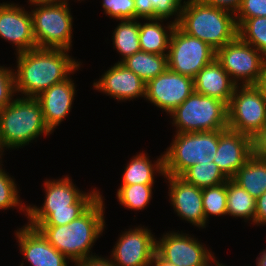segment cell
Instances as JSON below:
<instances>
[{
	"label": "cell",
	"mask_w": 266,
	"mask_h": 266,
	"mask_svg": "<svg viewBox=\"0 0 266 266\" xmlns=\"http://www.w3.org/2000/svg\"><path fill=\"white\" fill-rule=\"evenodd\" d=\"M69 50L34 48L17 55L15 77L16 93L21 97L36 98L54 84L74 74L81 62L69 56Z\"/></svg>",
	"instance_id": "6da1fadb"
},
{
	"label": "cell",
	"mask_w": 266,
	"mask_h": 266,
	"mask_svg": "<svg viewBox=\"0 0 266 266\" xmlns=\"http://www.w3.org/2000/svg\"><path fill=\"white\" fill-rule=\"evenodd\" d=\"M43 206L27 204V224L31 227L67 225L82 215L100 196L95 188L80 191L67 175L59 180L44 181Z\"/></svg>",
	"instance_id": "7a4b0ae2"
},
{
	"label": "cell",
	"mask_w": 266,
	"mask_h": 266,
	"mask_svg": "<svg viewBox=\"0 0 266 266\" xmlns=\"http://www.w3.org/2000/svg\"><path fill=\"white\" fill-rule=\"evenodd\" d=\"M101 196L78 218L67 225L38 226L47 241L70 262L97 256L90 251L105 228V204ZM91 252V254H90Z\"/></svg>",
	"instance_id": "3957f363"
},
{
	"label": "cell",
	"mask_w": 266,
	"mask_h": 266,
	"mask_svg": "<svg viewBox=\"0 0 266 266\" xmlns=\"http://www.w3.org/2000/svg\"><path fill=\"white\" fill-rule=\"evenodd\" d=\"M176 25L186 34L206 42L215 51L238 36L234 13L200 0L183 1Z\"/></svg>",
	"instance_id": "277c9868"
},
{
	"label": "cell",
	"mask_w": 266,
	"mask_h": 266,
	"mask_svg": "<svg viewBox=\"0 0 266 266\" xmlns=\"http://www.w3.org/2000/svg\"><path fill=\"white\" fill-rule=\"evenodd\" d=\"M52 132L36 98L17 97L0 111V149H18ZM6 148V149H5Z\"/></svg>",
	"instance_id": "5b68a950"
},
{
	"label": "cell",
	"mask_w": 266,
	"mask_h": 266,
	"mask_svg": "<svg viewBox=\"0 0 266 266\" xmlns=\"http://www.w3.org/2000/svg\"><path fill=\"white\" fill-rule=\"evenodd\" d=\"M33 34L37 48L71 50L73 17L68 2L34 1Z\"/></svg>",
	"instance_id": "8992f818"
},
{
	"label": "cell",
	"mask_w": 266,
	"mask_h": 266,
	"mask_svg": "<svg viewBox=\"0 0 266 266\" xmlns=\"http://www.w3.org/2000/svg\"><path fill=\"white\" fill-rule=\"evenodd\" d=\"M218 141L219 130L176 133L163 154L165 175L181 176L195 164L213 162Z\"/></svg>",
	"instance_id": "52a82bcc"
},
{
	"label": "cell",
	"mask_w": 266,
	"mask_h": 266,
	"mask_svg": "<svg viewBox=\"0 0 266 266\" xmlns=\"http://www.w3.org/2000/svg\"><path fill=\"white\" fill-rule=\"evenodd\" d=\"M169 116L176 133L228 129L227 105L216 98L193 92Z\"/></svg>",
	"instance_id": "ba28073f"
},
{
	"label": "cell",
	"mask_w": 266,
	"mask_h": 266,
	"mask_svg": "<svg viewBox=\"0 0 266 266\" xmlns=\"http://www.w3.org/2000/svg\"><path fill=\"white\" fill-rule=\"evenodd\" d=\"M228 129L253 138L266 123V99L258 85H237L227 106Z\"/></svg>",
	"instance_id": "9c48e42d"
},
{
	"label": "cell",
	"mask_w": 266,
	"mask_h": 266,
	"mask_svg": "<svg viewBox=\"0 0 266 266\" xmlns=\"http://www.w3.org/2000/svg\"><path fill=\"white\" fill-rule=\"evenodd\" d=\"M215 58L236 85H258L266 63L260 51L238 36L218 49Z\"/></svg>",
	"instance_id": "30bf717a"
},
{
	"label": "cell",
	"mask_w": 266,
	"mask_h": 266,
	"mask_svg": "<svg viewBox=\"0 0 266 266\" xmlns=\"http://www.w3.org/2000/svg\"><path fill=\"white\" fill-rule=\"evenodd\" d=\"M215 57L216 51L206 42L186 34L175 26L167 55L169 70L194 78Z\"/></svg>",
	"instance_id": "8fae6325"
},
{
	"label": "cell",
	"mask_w": 266,
	"mask_h": 266,
	"mask_svg": "<svg viewBox=\"0 0 266 266\" xmlns=\"http://www.w3.org/2000/svg\"><path fill=\"white\" fill-rule=\"evenodd\" d=\"M161 237L156 240L155 252L175 266H206L215 258L198 238L196 240L182 231H169Z\"/></svg>",
	"instance_id": "7c38bea8"
},
{
	"label": "cell",
	"mask_w": 266,
	"mask_h": 266,
	"mask_svg": "<svg viewBox=\"0 0 266 266\" xmlns=\"http://www.w3.org/2000/svg\"><path fill=\"white\" fill-rule=\"evenodd\" d=\"M194 92L192 77L175 73L168 68L146 83L145 99L168 114Z\"/></svg>",
	"instance_id": "4fadbf2b"
},
{
	"label": "cell",
	"mask_w": 266,
	"mask_h": 266,
	"mask_svg": "<svg viewBox=\"0 0 266 266\" xmlns=\"http://www.w3.org/2000/svg\"><path fill=\"white\" fill-rule=\"evenodd\" d=\"M148 227L122 232L109 259L114 266H149L156 250V238Z\"/></svg>",
	"instance_id": "5bb4252c"
},
{
	"label": "cell",
	"mask_w": 266,
	"mask_h": 266,
	"mask_svg": "<svg viewBox=\"0 0 266 266\" xmlns=\"http://www.w3.org/2000/svg\"><path fill=\"white\" fill-rule=\"evenodd\" d=\"M0 37L14 44L16 54L36 48L31 13L15 3H0Z\"/></svg>",
	"instance_id": "9a60e30c"
},
{
	"label": "cell",
	"mask_w": 266,
	"mask_h": 266,
	"mask_svg": "<svg viewBox=\"0 0 266 266\" xmlns=\"http://www.w3.org/2000/svg\"><path fill=\"white\" fill-rule=\"evenodd\" d=\"M164 178L168 180L169 201L177 216L196 227L205 228L207 221L203 209L202 189L187 183L180 176L165 175Z\"/></svg>",
	"instance_id": "2e32d148"
},
{
	"label": "cell",
	"mask_w": 266,
	"mask_h": 266,
	"mask_svg": "<svg viewBox=\"0 0 266 266\" xmlns=\"http://www.w3.org/2000/svg\"><path fill=\"white\" fill-rule=\"evenodd\" d=\"M20 253L29 266H69V259L54 248L41 232L26 224L15 232ZM24 266V263L20 264Z\"/></svg>",
	"instance_id": "e0dca14e"
},
{
	"label": "cell",
	"mask_w": 266,
	"mask_h": 266,
	"mask_svg": "<svg viewBox=\"0 0 266 266\" xmlns=\"http://www.w3.org/2000/svg\"><path fill=\"white\" fill-rule=\"evenodd\" d=\"M101 76L93 87L115 100L130 101L146 96V83L121 62L115 63Z\"/></svg>",
	"instance_id": "ac0fdd59"
},
{
	"label": "cell",
	"mask_w": 266,
	"mask_h": 266,
	"mask_svg": "<svg viewBox=\"0 0 266 266\" xmlns=\"http://www.w3.org/2000/svg\"><path fill=\"white\" fill-rule=\"evenodd\" d=\"M252 155L251 137L230 129L219 130L218 149L213 162L228 179H231Z\"/></svg>",
	"instance_id": "d6986e66"
},
{
	"label": "cell",
	"mask_w": 266,
	"mask_h": 266,
	"mask_svg": "<svg viewBox=\"0 0 266 266\" xmlns=\"http://www.w3.org/2000/svg\"><path fill=\"white\" fill-rule=\"evenodd\" d=\"M75 87L74 81L69 77L54 84L36 97L40 103L45 123L51 132L69 115L76 93Z\"/></svg>",
	"instance_id": "ffe728a7"
},
{
	"label": "cell",
	"mask_w": 266,
	"mask_h": 266,
	"mask_svg": "<svg viewBox=\"0 0 266 266\" xmlns=\"http://www.w3.org/2000/svg\"><path fill=\"white\" fill-rule=\"evenodd\" d=\"M194 79V92L223 101L227 106L237 86L216 58L203 67Z\"/></svg>",
	"instance_id": "44dd1931"
},
{
	"label": "cell",
	"mask_w": 266,
	"mask_h": 266,
	"mask_svg": "<svg viewBox=\"0 0 266 266\" xmlns=\"http://www.w3.org/2000/svg\"><path fill=\"white\" fill-rule=\"evenodd\" d=\"M149 22H139V43L141 51L168 55L171 33L176 24L168 22L167 27L162 22L165 19H148ZM160 21V22H159Z\"/></svg>",
	"instance_id": "7402d4cb"
},
{
	"label": "cell",
	"mask_w": 266,
	"mask_h": 266,
	"mask_svg": "<svg viewBox=\"0 0 266 266\" xmlns=\"http://www.w3.org/2000/svg\"><path fill=\"white\" fill-rule=\"evenodd\" d=\"M147 155L142 151L132 157L123 172L121 185L154 184V174L165 176L164 155H160L153 164Z\"/></svg>",
	"instance_id": "603a6c76"
},
{
	"label": "cell",
	"mask_w": 266,
	"mask_h": 266,
	"mask_svg": "<svg viewBox=\"0 0 266 266\" xmlns=\"http://www.w3.org/2000/svg\"><path fill=\"white\" fill-rule=\"evenodd\" d=\"M231 179L253 198H259L266 191V159L252 155Z\"/></svg>",
	"instance_id": "cb8c5ba5"
},
{
	"label": "cell",
	"mask_w": 266,
	"mask_h": 266,
	"mask_svg": "<svg viewBox=\"0 0 266 266\" xmlns=\"http://www.w3.org/2000/svg\"><path fill=\"white\" fill-rule=\"evenodd\" d=\"M145 83L168 68L167 55L138 51L121 62Z\"/></svg>",
	"instance_id": "d4e9b609"
},
{
	"label": "cell",
	"mask_w": 266,
	"mask_h": 266,
	"mask_svg": "<svg viewBox=\"0 0 266 266\" xmlns=\"http://www.w3.org/2000/svg\"><path fill=\"white\" fill-rule=\"evenodd\" d=\"M256 199L232 179L227 180V215L243 218L254 225Z\"/></svg>",
	"instance_id": "484cf974"
},
{
	"label": "cell",
	"mask_w": 266,
	"mask_h": 266,
	"mask_svg": "<svg viewBox=\"0 0 266 266\" xmlns=\"http://www.w3.org/2000/svg\"><path fill=\"white\" fill-rule=\"evenodd\" d=\"M120 21L112 33L114 48L122 56L118 62H122L128 56L141 50L139 43V21L137 19Z\"/></svg>",
	"instance_id": "4316f807"
},
{
	"label": "cell",
	"mask_w": 266,
	"mask_h": 266,
	"mask_svg": "<svg viewBox=\"0 0 266 266\" xmlns=\"http://www.w3.org/2000/svg\"><path fill=\"white\" fill-rule=\"evenodd\" d=\"M180 177L201 189L217 186L228 180L214 162L195 164Z\"/></svg>",
	"instance_id": "83f0119b"
},
{
	"label": "cell",
	"mask_w": 266,
	"mask_h": 266,
	"mask_svg": "<svg viewBox=\"0 0 266 266\" xmlns=\"http://www.w3.org/2000/svg\"><path fill=\"white\" fill-rule=\"evenodd\" d=\"M154 184L120 185L117 191L119 203L128 210H144L149 205Z\"/></svg>",
	"instance_id": "f1b7e54d"
},
{
	"label": "cell",
	"mask_w": 266,
	"mask_h": 266,
	"mask_svg": "<svg viewBox=\"0 0 266 266\" xmlns=\"http://www.w3.org/2000/svg\"><path fill=\"white\" fill-rule=\"evenodd\" d=\"M237 30L242 41L252 45L266 58V17L248 18Z\"/></svg>",
	"instance_id": "f546056e"
},
{
	"label": "cell",
	"mask_w": 266,
	"mask_h": 266,
	"mask_svg": "<svg viewBox=\"0 0 266 266\" xmlns=\"http://www.w3.org/2000/svg\"><path fill=\"white\" fill-rule=\"evenodd\" d=\"M202 201L207 223L210 215H227V181L217 186L203 188Z\"/></svg>",
	"instance_id": "4dcf8cb0"
},
{
	"label": "cell",
	"mask_w": 266,
	"mask_h": 266,
	"mask_svg": "<svg viewBox=\"0 0 266 266\" xmlns=\"http://www.w3.org/2000/svg\"><path fill=\"white\" fill-rule=\"evenodd\" d=\"M3 164H0V210H7L8 208L19 207L21 212H24L25 216L27 215L26 205L21 202L19 191L17 190V184L15 183L14 177L9 176L10 174L6 173L3 170Z\"/></svg>",
	"instance_id": "1f68e13d"
},
{
	"label": "cell",
	"mask_w": 266,
	"mask_h": 266,
	"mask_svg": "<svg viewBox=\"0 0 266 266\" xmlns=\"http://www.w3.org/2000/svg\"><path fill=\"white\" fill-rule=\"evenodd\" d=\"M104 13L118 20L135 19L134 0H102Z\"/></svg>",
	"instance_id": "d6a6232c"
},
{
	"label": "cell",
	"mask_w": 266,
	"mask_h": 266,
	"mask_svg": "<svg viewBox=\"0 0 266 266\" xmlns=\"http://www.w3.org/2000/svg\"><path fill=\"white\" fill-rule=\"evenodd\" d=\"M182 0H148V6H153V19H168L173 17L177 24L180 18Z\"/></svg>",
	"instance_id": "836d02e7"
},
{
	"label": "cell",
	"mask_w": 266,
	"mask_h": 266,
	"mask_svg": "<svg viewBox=\"0 0 266 266\" xmlns=\"http://www.w3.org/2000/svg\"><path fill=\"white\" fill-rule=\"evenodd\" d=\"M15 70L0 66V111L9 105L16 95Z\"/></svg>",
	"instance_id": "e575fe53"
},
{
	"label": "cell",
	"mask_w": 266,
	"mask_h": 266,
	"mask_svg": "<svg viewBox=\"0 0 266 266\" xmlns=\"http://www.w3.org/2000/svg\"><path fill=\"white\" fill-rule=\"evenodd\" d=\"M266 17V0H242L235 13L237 27L246 19Z\"/></svg>",
	"instance_id": "d590c367"
},
{
	"label": "cell",
	"mask_w": 266,
	"mask_h": 266,
	"mask_svg": "<svg viewBox=\"0 0 266 266\" xmlns=\"http://www.w3.org/2000/svg\"><path fill=\"white\" fill-rule=\"evenodd\" d=\"M253 155L266 159V123L262 129L252 138Z\"/></svg>",
	"instance_id": "8d00e7d4"
},
{
	"label": "cell",
	"mask_w": 266,
	"mask_h": 266,
	"mask_svg": "<svg viewBox=\"0 0 266 266\" xmlns=\"http://www.w3.org/2000/svg\"><path fill=\"white\" fill-rule=\"evenodd\" d=\"M201 2L221 8L232 13H236L239 9L242 0H200Z\"/></svg>",
	"instance_id": "74e56055"
},
{
	"label": "cell",
	"mask_w": 266,
	"mask_h": 266,
	"mask_svg": "<svg viewBox=\"0 0 266 266\" xmlns=\"http://www.w3.org/2000/svg\"><path fill=\"white\" fill-rule=\"evenodd\" d=\"M266 225V191L256 199L254 225Z\"/></svg>",
	"instance_id": "f35d334b"
},
{
	"label": "cell",
	"mask_w": 266,
	"mask_h": 266,
	"mask_svg": "<svg viewBox=\"0 0 266 266\" xmlns=\"http://www.w3.org/2000/svg\"><path fill=\"white\" fill-rule=\"evenodd\" d=\"M135 19H153V6H148V0H134Z\"/></svg>",
	"instance_id": "ab89813d"
},
{
	"label": "cell",
	"mask_w": 266,
	"mask_h": 266,
	"mask_svg": "<svg viewBox=\"0 0 266 266\" xmlns=\"http://www.w3.org/2000/svg\"><path fill=\"white\" fill-rule=\"evenodd\" d=\"M74 263V266H114L111 259L104 258L98 255Z\"/></svg>",
	"instance_id": "60d3db41"
},
{
	"label": "cell",
	"mask_w": 266,
	"mask_h": 266,
	"mask_svg": "<svg viewBox=\"0 0 266 266\" xmlns=\"http://www.w3.org/2000/svg\"><path fill=\"white\" fill-rule=\"evenodd\" d=\"M149 266H175L174 264H171L164 259H162L156 252L154 253L151 263Z\"/></svg>",
	"instance_id": "b9f144b4"
},
{
	"label": "cell",
	"mask_w": 266,
	"mask_h": 266,
	"mask_svg": "<svg viewBox=\"0 0 266 266\" xmlns=\"http://www.w3.org/2000/svg\"><path fill=\"white\" fill-rule=\"evenodd\" d=\"M258 86L261 88V90L264 94V97L266 99V63H265V66H264V69H263V72L261 75V79L258 83Z\"/></svg>",
	"instance_id": "7bdbcfd3"
},
{
	"label": "cell",
	"mask_w": 266,
	"mask_h": 266,
	"mask_svg": "<svg viewBox=\"0 0 266 266\" xmlns=\"http://www.w3.org/2000/svg\"><path fill=\"white\" fill-rule=\"evenodd\" d=\"M258 256L256 258V266H266V249L261 251Z\"/></svg>",
	"instance_id": "ee69618b"
},
{
	"label": "cell",
	"mask_w": 266,
	"mask_h": 266,
	"mask_svg": "<svg viewBox=\"0 0 266 266\" xmlns=\"http://www.w3.org/2000/svg\"><path fill=\"white\" fill-rule=\"evenodd\" d=\"M215 266H226L222 263H219L216 259H215V262L213 263Z\"/></svg>",
	"instance_id": "f6af8a7d"
},
{
	"label": "cell",
	"mask_w": 266,
	"mask_h": 266,
	"mask_svg": "<svg viewBox=\"0 0 266 266\" xmlns=\"http://www.w3.org/2000/svg\"><path fill=\"white\" fill-rule=\"evenodd\" d=\"M29 2H34V1H57V0H28Z\"/></svg>",
	"instance_id": "bcb514c9"
},
{
	"label": "cell",
	"mask_w": 266,
	"mask_h": 266,
	"mask_svg": "<svg viewBox=\"0 0 266 266\" xmlns=\"http://www.w3.org/2000/svg\"><path fill=\"white\" fill-rule=\"evenodd\" d=\"M2 155H4V154L2 153V150L0 149V164L2 163V161H1L2 160L1 158L3 157Z\"/></svg>",
	"instance_id": "7dc6e473"
},
{
	"label": "cell",
	"mask_w": 266,
	"mask_h": 266,
	"mask_svg": "<svg viewBox=\"0 0 266 266\" xmlns=\"http://www.w3.org/2000/svg\"><path fill=\"white\" fill-rule=\"evenodd\" d=\"M215 262V258L206 266H212V263Z\"/></svg>",
	"instance_id": "c3c4849f"
},
{
	"label": "cell",
	"mask_w": 266,
	"mask_h": 266,
	"mask_svg": "<svg viewBox=\"0 0 266 266\" xmlns=\"http://www.w3.org/2000/svg\"><path fill=\"white\" fill-rule=\"evenodd\" d=\"M57 1L68 2L69 0H57ZM78 1H80V0H78ZM81 1H83V0H81Z\"/></svg>",
	"instance_id": "681fc988"
}]
</instances>
